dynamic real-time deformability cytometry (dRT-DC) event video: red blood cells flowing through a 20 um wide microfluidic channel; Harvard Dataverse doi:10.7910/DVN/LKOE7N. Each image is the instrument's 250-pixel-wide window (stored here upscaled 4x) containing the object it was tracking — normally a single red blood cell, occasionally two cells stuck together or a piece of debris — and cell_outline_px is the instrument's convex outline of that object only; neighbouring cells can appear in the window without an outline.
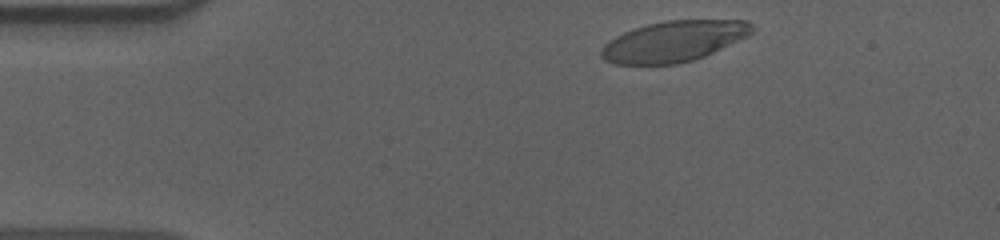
{"species": "human", "species_latin": "Homo sapiens", "temperature_condition": "cold", "stored_images_in_passage": 49, "camera_frame_rate_fps": 3000, "um_per_image_px": 0.085, "donor": {"sex": "male"}, "frame": {"image": 1, "passage_image": 2, "time_ms": 0.333, "image_size_px": [1000, 240], "cell_outline_px": [[756, 28], [748, 36], [704, 56], [692, 60], [676, 64], [616, 64], [604, 60], [600, 56], [600, 48], [608, 40], [624, 32], [648, 24], [664, 20], [748, 20]], "centroid_in_image_um": [57.26, 3.5], "position_along_channel_um": 27.7, "area_um2": 35.84}}
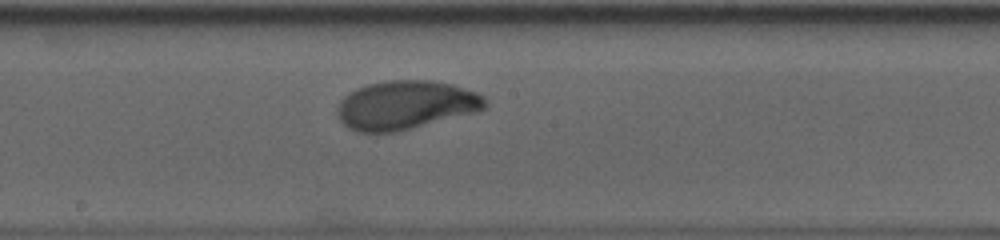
{"frame": {"image": 2, "passage_image": 23, "time_ms": 7.333, "image_size_px": [1000, 240], "cell_outline_px": [[484, 108], [476, 112], [396, 132], [356, 132], [348, 128], [336, 116], [336, 112], [340, 100], [348, 92], [356, 88], [368, 84], [388, 80], [432, 80], [452, 84], [476, 92], [484, 96]], "centroid_in_image_um": [34.43, 8.93], "position_along_channel_um": 213.8, "area_um2": 42.02}}
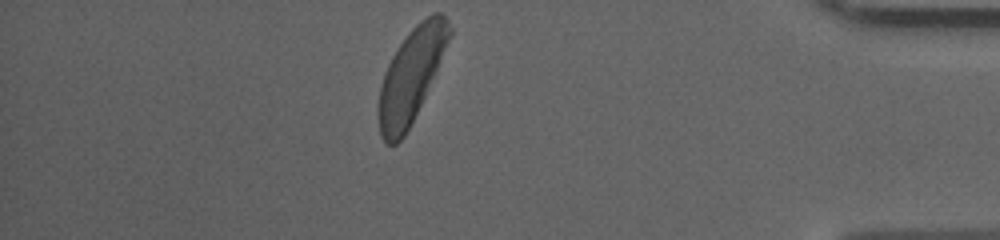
{"frame": {"image": 3, "passage_image": 42, "time_ms": 13.667, "image_size_px": [1000, 240], "cell_outline_px": [[452, 32], [424, 96], [404, 136], [396, 144], [388, 144], [380, 136], [376, 112], [376, 108], [380, 84], [384, 72], [396, 48], [408, 32], [416, 24], [432, 12], [440, 12], [444, 16], [452, 28]], "centroid_in_image_um": [34.88, 6.42], "position_along_channel_um": 400.3, "area_um2": 38.03}, "authors_computed_cell_mechanics": {"area_um2": 39.9976, "velocity_mm_per_s": 3.5738, "shape_relaxation_time_tau1_ms": 3.3653, "shape_relaxation_time_tau2_ms": null, "deformation_change_tau1": 0.172, "deformation_change_tau2": null}}